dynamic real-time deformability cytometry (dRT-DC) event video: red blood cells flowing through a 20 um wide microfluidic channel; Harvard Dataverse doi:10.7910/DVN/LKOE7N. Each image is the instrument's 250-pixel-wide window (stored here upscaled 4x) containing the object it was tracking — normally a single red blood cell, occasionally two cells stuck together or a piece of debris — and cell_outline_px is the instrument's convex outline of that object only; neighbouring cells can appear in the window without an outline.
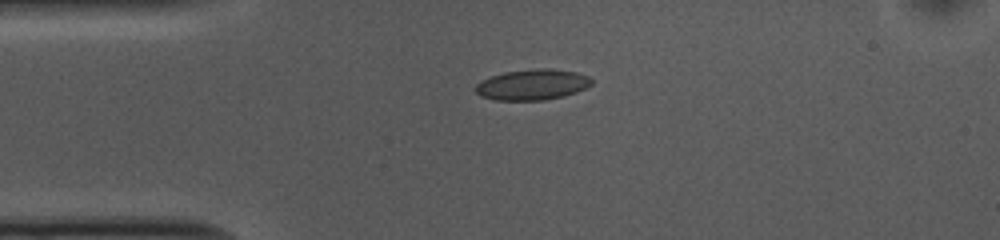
{"species": "common noctule bat (a hibernating species)", "species_latin": "Nyctalus noctula", "temperature_condition": "cold", "stored_images_in_passage": 42, "camera_frame_rate_fps": 3000, "um_per_image_px": 0.085, "animal": {"sex": "female", "body_mass_g": 10.0, "forearm_length_mm": 53.1}, "frame": {"image": 1, "passage_image": 1, "time_ms": 0.0, "image_size_px": [1000, 240], "cell_outline_px": [[592, 84], [576, 92], [564, 96], [544, 100], [496, 100], [480, 96], [476, 92], [476, 84], [492, 76], [504, 72], [536, 68], [552, 68], [576, 72], [588, 76], [592, 80]], "centroid_in_image_um": [45.27, 7.19], "position_along_channel_um": 39.7, "area_um2": 20.69}}
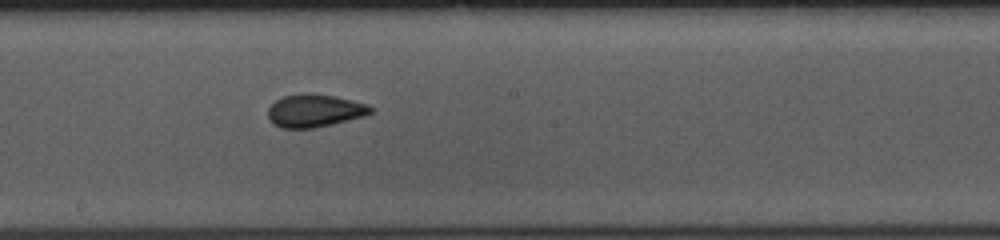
{"frame": {"image": 2, "passage_image": 17, "time_ms": 5.333, "image_size_px": [1000, 240], "cell_outline_px": [[372, 112], [364, 116], [332, 124], [312, 128], [280, 128], [272, 124], [268, 120], [268, 108], [276, 100], [284, 96], [332, 96], [352, 100], [368, 104], [372, 108]], "centroid_in_image_um": [26.72, 9.46], "position_along_channel_um": 221.5, "area_um2": 18.96}}
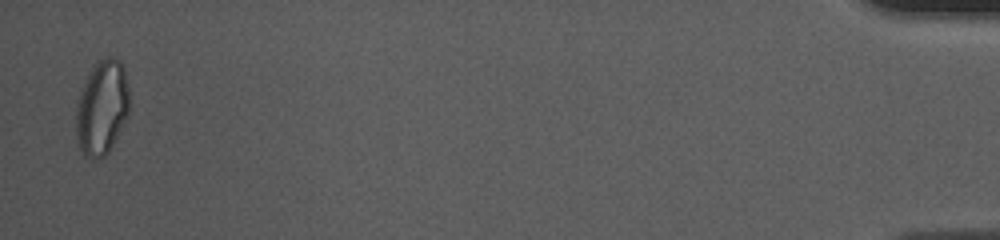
{"frame": {"image": 3, "passage_image": 41, "time_ms": 13.333, "image_size_px": [1000, 240], "cell_outline_px": [[128, 116], [108, 152], [100, 160], [92, 160], [84, 156], [76, 140], [76, 108], [80, 88], [92, 68], [100, 60], [108, 56], [112, 56], [120, 60], [124, 64], [128, 88]], "centroid_in_image_um": [8.65, 9.16], "position_along_channel_um": 426.5, "area_um2": 29.71}, "authors_computed_cell_mechanics": {"area_um2": 19.941, "velocity_mm_per_s": 3.751, "shape_relaxation_time_tau1_ms": 10.499, "shape_relaxation_time_tau2_ms": 1.5804, "deformation_change_tau1": 0.1655, "deformation_change_tau2": 0.076}}